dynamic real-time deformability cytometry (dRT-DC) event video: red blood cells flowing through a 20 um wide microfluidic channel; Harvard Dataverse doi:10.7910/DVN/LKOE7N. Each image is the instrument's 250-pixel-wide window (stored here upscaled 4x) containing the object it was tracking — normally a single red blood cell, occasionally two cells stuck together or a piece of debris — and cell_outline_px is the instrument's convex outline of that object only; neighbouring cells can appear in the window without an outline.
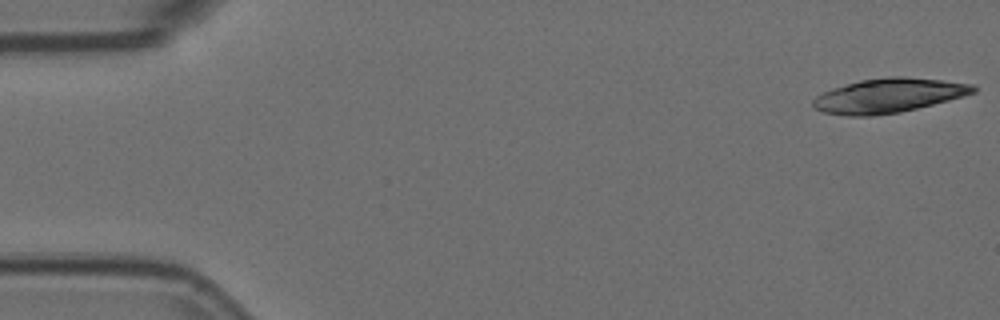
{"species": "Egyptian fruit bat (a non-hibernating species)", "species_latin": "Rousettus aegyptiacus", "temperature_condition": "room temperature", "stored_images_in_passage": 6, "camera_frame_rate_fps": 3000, "um_per_image_px": 0.085, "animal": {"sex": "female"}, "frame": {"image": 1, "passage_image": 1, "time_ms": 0.0, "image_size_px": [1000, 320], "cell_outline_px": [[976, 92], [964, 96], [900, 112], [872, 116], [848, 116], [824, 112], [816, 108], [812, 104], [812, 100], [816, 96], [832, 88], [860, 80], [888, 76], [904, 76], [976, 84]], "centroid_in_image_um": [75.53, 8.11], "position_along_channel_um": 9.5, "area_um2": 31.96}}